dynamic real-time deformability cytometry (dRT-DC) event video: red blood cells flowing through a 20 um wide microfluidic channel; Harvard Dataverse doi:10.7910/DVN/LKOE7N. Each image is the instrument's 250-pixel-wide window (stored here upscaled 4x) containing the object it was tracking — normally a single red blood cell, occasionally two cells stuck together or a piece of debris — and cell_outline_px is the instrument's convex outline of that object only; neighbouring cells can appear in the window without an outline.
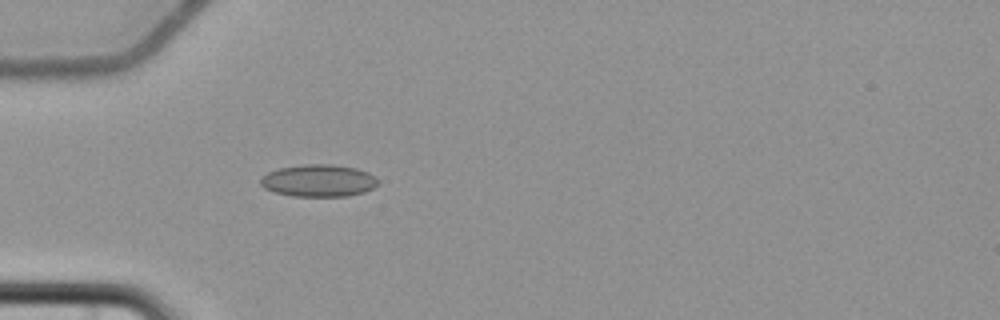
{"species": "common noctule bat (a hibernating species)", "species_latin": "Nyctalus noctula", "temperature_condition": "cold", "stored_images_in_passage": 1, "camera_frame_rate_fps": 3000, "um_per_image_px": 0.085, "animal": {"sex": "female", "body_mass_g": 22.7, "forearm_length_mm": 54.2}, "frame": {"image": 1, "passage_image": 1, "time_ms": 0.0, "image_size_px": [1000, 320], "cell_outline_px": [[376, 184], [372, 188], [364, 192], [348, 196], [292, 196], [276, 192], [264, 188], [260, 184], [260, 180], [268, 172], [280, 168], [304, 164], [332, 164], [356, 168], [368, 172], [376, 180]], "centroid_in_image_um": [27.06, 15.35], "position_along_channel_um": 57.9, "area_um2": 21.79}}